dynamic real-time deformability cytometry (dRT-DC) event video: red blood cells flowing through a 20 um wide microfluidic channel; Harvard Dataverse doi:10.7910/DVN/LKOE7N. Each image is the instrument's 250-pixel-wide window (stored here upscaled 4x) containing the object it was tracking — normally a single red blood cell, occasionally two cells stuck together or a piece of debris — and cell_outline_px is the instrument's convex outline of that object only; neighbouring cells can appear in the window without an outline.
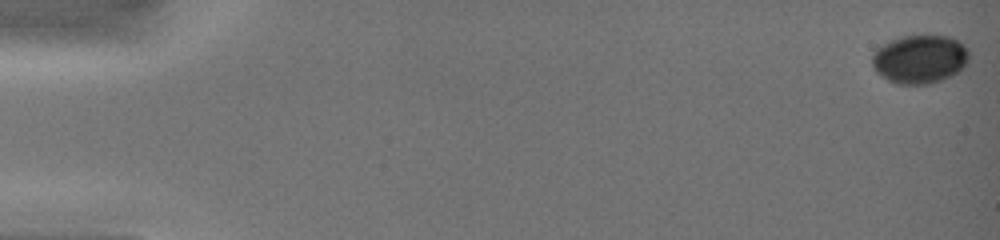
{"species": "common noctule bat (a hibernating species)", "species_latin": "Nyctalus noctula", "temperature_condition": "warm", "stored_images_in_passage": 20, "camera_frame_rate_fps": 3000, "um_per_image_px": 0.085, "animal": {"sex": "female", "body_mass_g": 19.0, "forearm_length_mm": 51.5}, "frame": {"image": 1, "passage_image": 1, "time_ms": 0.0, "image_size_px": [1000, 240], "cell_outline_px": [[968, 64], [952, 76], [928, 84], [896, 84], [888, 80], [876, 72], [872, 68], [872, 52], [876, 48], [888, 40], [900, 36], [948, 36], [964, 44], [968, 48]], "centroid_in_image_um": [78.15, 5.02], "position_along_channel_um": 6.8, "area_um2": 27.74}}
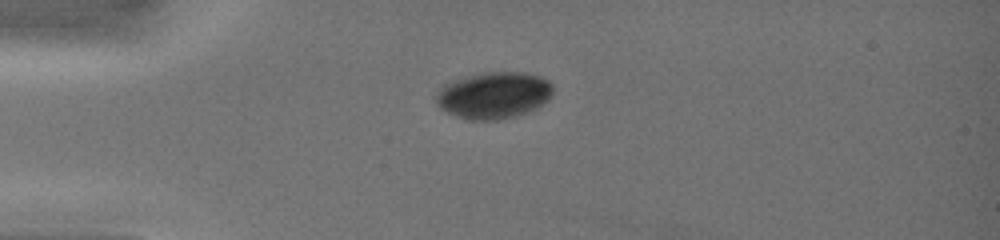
{"frame": {"image": 2, "passage_image": 14, "time_ms": 4.333, "image_size_px": [1000, 240], "cell_outline_px": [[552, 96], [548, 100], [536, 108], [516, 116], [500, 120], [468, 120], [456, 116], [440, 108], [436, 104], [436, 92], [444, 84], [452, 80], [484, 72], [524, 72], [540, 76], [548, 80], [552, 84]], "centroid_in_image_um": [41.96, 8.1], "position_along_channel_um": 43.0, "area_um2": 32.02}}
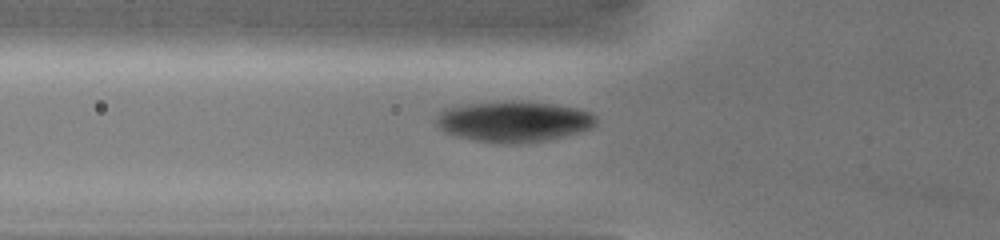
{"frame": {"image": 3, "passage_image": 19, "time_ms": 6.0, "image_size_px": [1000, 240], "cell_outline_px": [[596, 124], [588, 128], [576, 132], [548, 140], [512, 144], [476, 140], [456, 136], [444, 132], [436, 124], [436, 120], [440, 112], [448, 108], [468, 104], [512, 100], [520, 100], [552, 104], [576, 108], [588, 112], [596, 116]], "centroid_in_image_um": [43.65, 10.32], "position_along_channel_um": 82.2, "area_um2": 37.57}}